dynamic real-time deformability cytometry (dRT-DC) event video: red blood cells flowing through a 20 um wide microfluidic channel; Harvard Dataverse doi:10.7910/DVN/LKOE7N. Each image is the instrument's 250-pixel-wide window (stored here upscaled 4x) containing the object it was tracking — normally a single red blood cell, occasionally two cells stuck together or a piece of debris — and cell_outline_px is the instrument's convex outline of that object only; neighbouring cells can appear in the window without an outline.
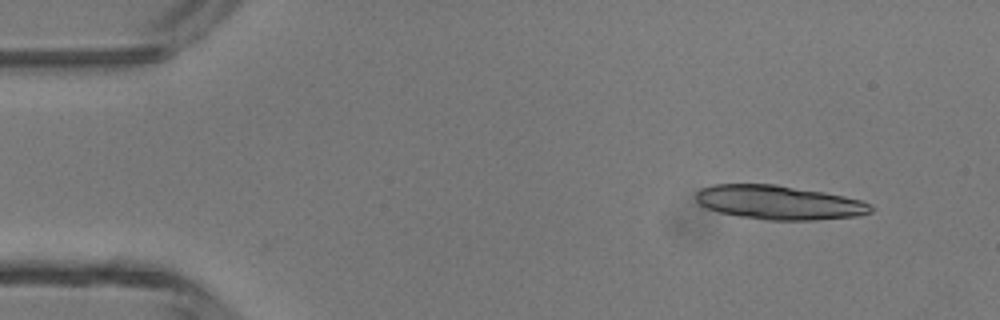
{"species": "common noctule bat (a hibernating species)", "species_latin": "Nyctalus noctula", "temperature_condition": "room temperature", "stored_images_in_passage": 46, "camera_frame_rate_fps": 3000, "um_per_image_px": 0.085, "animal": {"sex": "male", "body_mass_g": 13.3}, "frame": {"image": 1, "passage_image": 4, "time_ms": 1.0, "image_size_px": [1000, 320], "cell_outline_px": [[872, 212], [860, 216], [816, 220], [768, 220], [740, 216], [720, 212], [708, 208], [700, 204], [696, 200], [696, 192], [700, 188], [712, 184], [776, 184], [824, 192], [844, 196], [860, 200], [868, 204], [872, 208]], "centroid_in_image_um": [66.21, 17.2], "position_along_channel_um": 18.8, "area_um2": 34.68}}
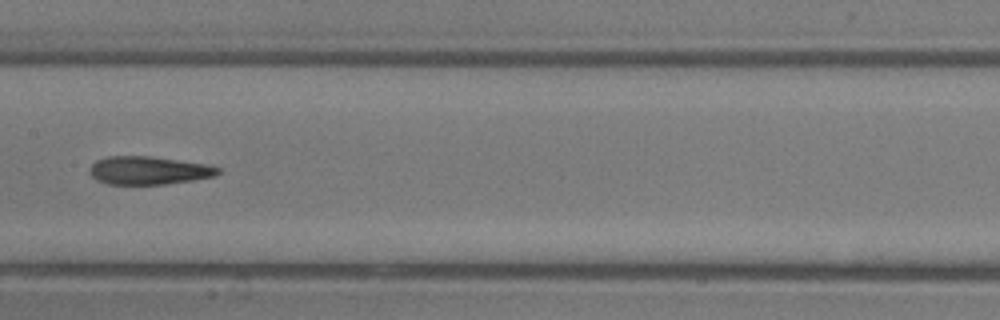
{"frame": {"image": 2, "passage_image": 23, "time_ms": 7.333, "image_size_px": [1000, 320], "cell_outline_px": [[220, 172], [216, 176], [192, 180], [164, 184], [108, 184], [96, 180], [88, 172], [92, 164], [96, 160], [108, 156], [152, 156], [208, 164], [220, 168]], "centroid_in_image_um": [12.64, 14.48], "position_along_channel_um": 194.8, "area_um2": 21.15}}
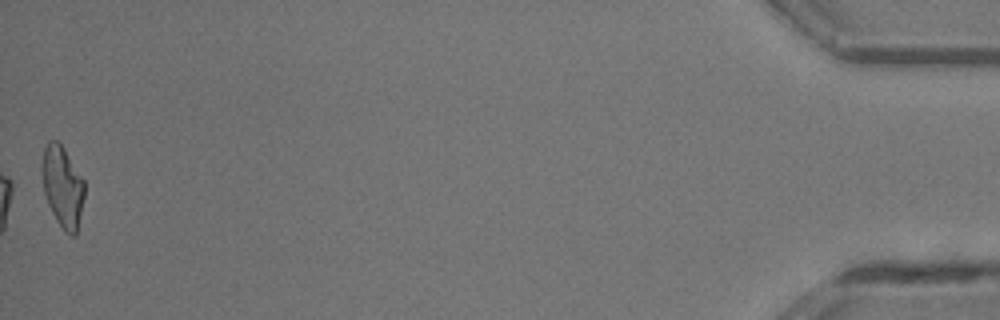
{"frame": {"image": 3, "passage_image": 46, "time_ms": 15.0, "image_size_px": [1000, 320], "cell_outline_px": [[84, 196], [76, 236], [72, 236], [64, 232], [56, 220], [48, 204], [44, 192], [40, 168], [44, 148], [48, 140], [56, 140], [64, 148], [84, 180]], "centroid_in_image_um": [5.3, 15.86], "position_along_channel_um": 429.9, "area_um2": 20.23}, "authors_computed_cell_mechanics": {"area_um2": 21.1259, "velocity_mm_per_s": 4.3949, "shape_relaxation_time_tau1_ms": null, "shape_relaxation_time_tau2_ms": 2.1167, "deformation_change_tau1": null, "deformation_change_tau2": 0.1209}}